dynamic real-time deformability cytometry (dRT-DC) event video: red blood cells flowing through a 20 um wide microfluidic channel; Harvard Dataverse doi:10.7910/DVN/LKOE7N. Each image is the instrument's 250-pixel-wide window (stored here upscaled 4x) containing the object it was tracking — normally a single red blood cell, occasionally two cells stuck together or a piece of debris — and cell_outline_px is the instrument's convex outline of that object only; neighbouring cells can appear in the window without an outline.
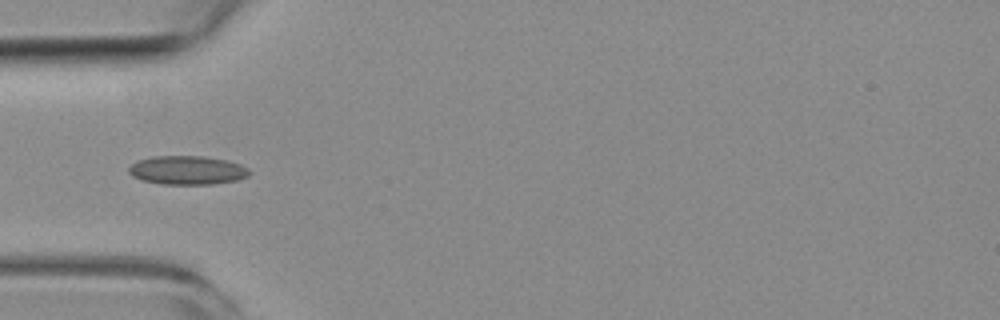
{"species": "common noctule bat (a hibernating species)", "species_latin": "Nyctalus noctula", "temperature_condition": "room temperature", "stored_images_in_passage": 7, "camera_frame_rate_fps": 3000, "um_per_image_px": 0.085, "animal": {"sex": "female", "body_mass_g": 19.3, "forearm_length_mm": 54.1}, "frame": {"image": 1, "passage_image": 4, "time_ms": 3.667, "image_size_px": [1000, 320], "cell_outline_px": [[252, 172], [248, 176], [236, 180], [212, 184], [164, 184], [140, 180], [132, 176], [128, 172], [128, 168], [136, 160], [152, 156], [204, 156], [228, 160], [240, 164], [248, 168]], "centroid_in_image_um": [15.91, 14.46], "position_along_channel_um": 69.1, "area_um2": 20.4}}
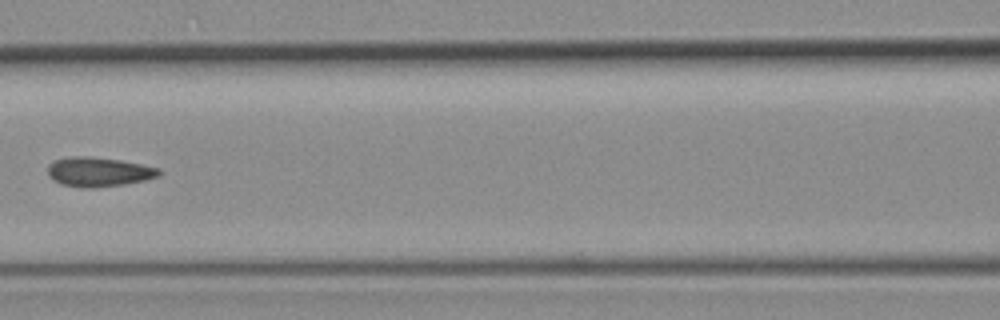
{"frame": {"image": 2, "passage_image": 6, "time_ms": 6.0, "image_size_px": [1000, 320], "cell_outline_px": [[160, 176], [144, 180], [124, 184], [96, 188], [80, 188], [60, 184], [52, 180], [48, 176], [48, 164], [56, 160], [72, 156], [88, 156], [120, 160], [160, 168]], "centroid_in_image_um": [8.35, 14.62], "position_along_channel_um": 158.2, "area_um2": 19.19}}
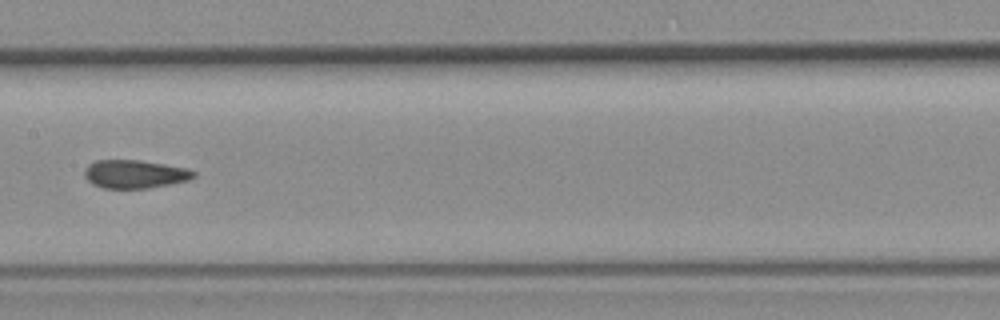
{"frame": {"image": 3, "passage_image": 7, "time_ms": 7.0, "image_size_px": [1000, 320], "cell_outline_px": [[196, 176], [188, 180], [148, 188], [104, 188], [92, 184], [84, 176], [84, 168], [88, 164], [96, 160], [140, 160], [188, 168], [196, 172]], "centroid_in_image_um": [11.44, 14.79], "position_along_channel_um": 196.0, "area_um2": 18.03}}